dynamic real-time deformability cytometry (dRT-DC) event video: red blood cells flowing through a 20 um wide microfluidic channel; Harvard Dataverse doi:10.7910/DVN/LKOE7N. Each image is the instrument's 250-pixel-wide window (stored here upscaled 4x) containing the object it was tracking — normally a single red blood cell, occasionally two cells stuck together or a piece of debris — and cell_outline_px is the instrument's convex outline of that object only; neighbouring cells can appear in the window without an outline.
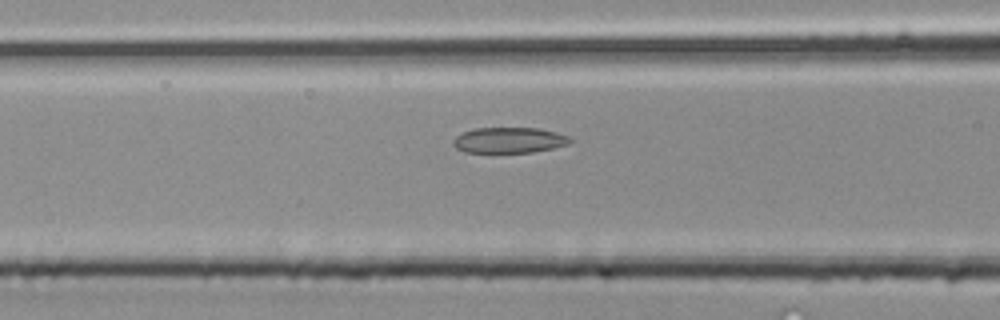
{"species": "common noctule bat (a hibernating species)", "species_latin": "Nyctalus noctula", "temperature_condition": "room temperature", "stored_images_in_passage": 41, "segment_of_instrument_passage": [2, 2], "camera_frame_rate_fps": 3000, "um_per_image_px": 0.085, "animal": {"sex": "male", "body_mass_g": 20.4}, "frame": {"image": 1, "passage_image": 17, "time_ms": 5.333, "image_size_px": [1000, 320], "cell_outline_px": [[572, 140], [568, 144], [552, 148], [532, 152], [464, 152], [456, 148], [452, 144], [452, 140], [456, 136], [464, 132], [476, 128], [540, 128], [556, 132], [568, 136]], "centroid_in_image_um": [43.26, 11.91], "position_along_channel_um": 123.3, "area_um2": 17.4}}
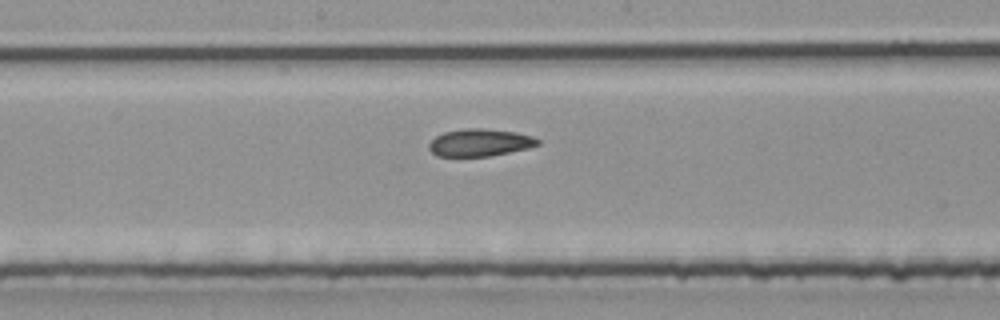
{"frame": {"image": 2, "passage_image": 22, "time_ms": 7.0, "image_size_px": [1000, 320], "cell_outline_px": [[540, 144], [528, 148], [488, 156], [436, 156], [428, 148], [428, 144], [436, 136], [444, 132], [464, 128], [484, 128], [516, 132], [532, 136], [540, 140]], "centroid_in_image_um": [40.78, 12.11], "position_along_channel_um": 207.4, "area_um2": 17.34}}
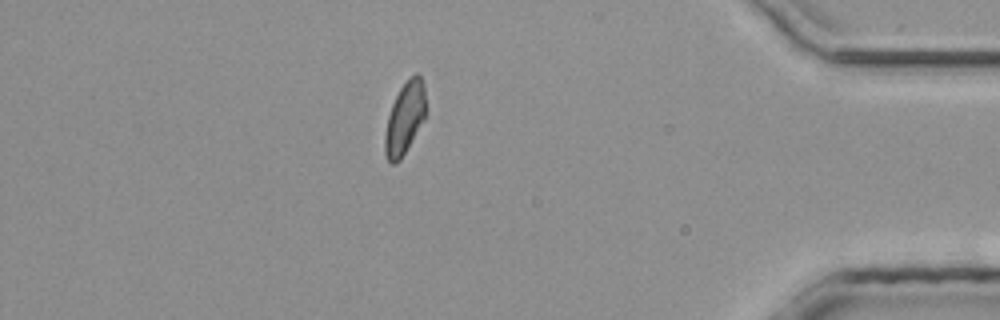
{"frame": {"image": 3, "passage_image": 36, "time_ms": 11.667, "image_size_px": [1000, 320], "cell_outline_px": [[424, 120], [400, 160], [396, 164], [392, 164], [388, 160], [384, 152], [384, 136], [388, 116], [392, 104], [400, 88], [416, 72], [420, 76], [424, 84]], "centroid_in_image_um": [34.38, 10.08], "position_along_channel_um": 400.8, "area_um2": 16.82}}